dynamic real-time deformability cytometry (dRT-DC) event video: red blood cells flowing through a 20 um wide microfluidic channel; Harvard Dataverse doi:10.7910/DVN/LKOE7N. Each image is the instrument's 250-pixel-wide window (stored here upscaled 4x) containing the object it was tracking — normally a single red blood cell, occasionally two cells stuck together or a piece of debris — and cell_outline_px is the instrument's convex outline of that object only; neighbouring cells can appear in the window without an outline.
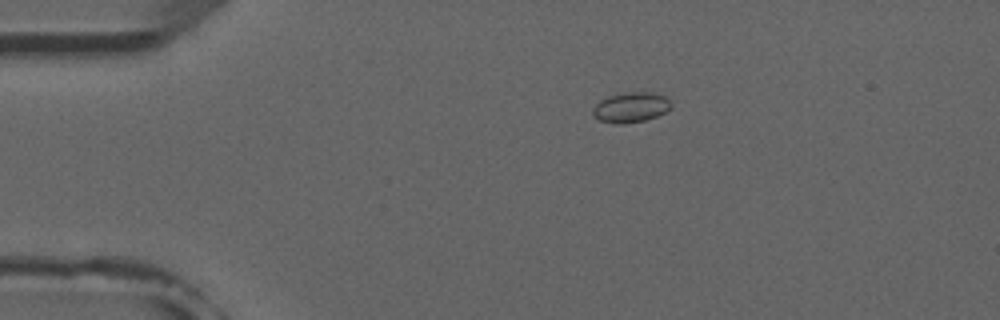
{"species": "common noctule bat (a hibernating species)", "species_latin": "Nyctalus noctula", "temperature_condition": "room temperature", "stored_images_in_passage": 4, "camera_frame_rate_fps": 3000, "um_per_image_px": 0.085, "animal": {"sex": "male", "forearm_length_mm": 52.5}, "frame": {"image": 1, "passage_image": 3, "time_ms": 3.0, "image_size_px": [1000, 320], "cell_outline_px": [[672, 108], [656, 116], [644, 120], [624, 124], [616, 124], [600, 120], [592, 116], [592, 108], [600, 100], [608, 96], [624, 92], [652, 92], [664, 96], [672, 100]], "centroid_in_image_um": [53.62, 9.11], "position_along_channel_um": 31.4, "area_um2": 13.93}}